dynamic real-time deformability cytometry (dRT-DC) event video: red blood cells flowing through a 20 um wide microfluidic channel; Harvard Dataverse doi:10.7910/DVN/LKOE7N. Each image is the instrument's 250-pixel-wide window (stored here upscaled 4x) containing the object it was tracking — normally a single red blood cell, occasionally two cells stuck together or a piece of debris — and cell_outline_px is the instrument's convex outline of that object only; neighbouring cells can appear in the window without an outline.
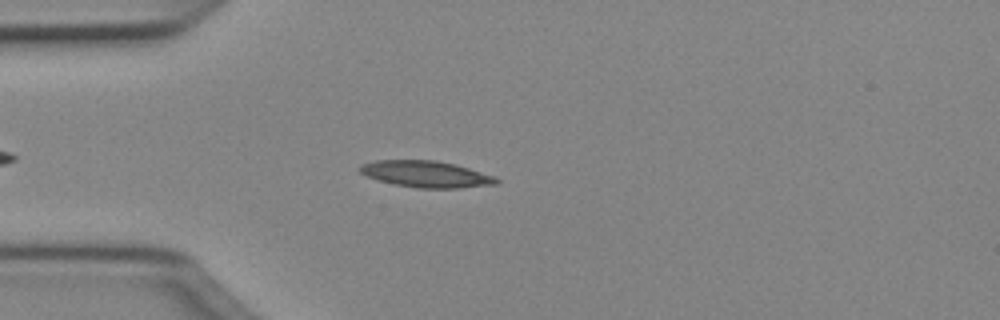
{"species": "Egyptian fruit bat (a non-hibernating species)", "species_latin": "Rousettus aegyptiacus", "temperature_condition": "cold", "stored_images_in_passage": 44, "camera_frame_rate_fps": 3000, "um_per_image_px": 0.085, "animal": {"sex": "female"}, "frame": {"image": 1, "passage_image": 8, "time_ms": 2.333, "image_size_px": [1000, 320], "cell_outline_px": [[500, 184], [456, 188], [420, 188], [396, 184], [380, 180], [368, 176], [360, 172], [360, 164], [376, 160], [436, 160], [456, 164], [496, 176], [500, 180]], "centroid_in_image_um": [36.29, 14.79], "position_along_channel_um": 48.7, "area_um2": 21.04}}
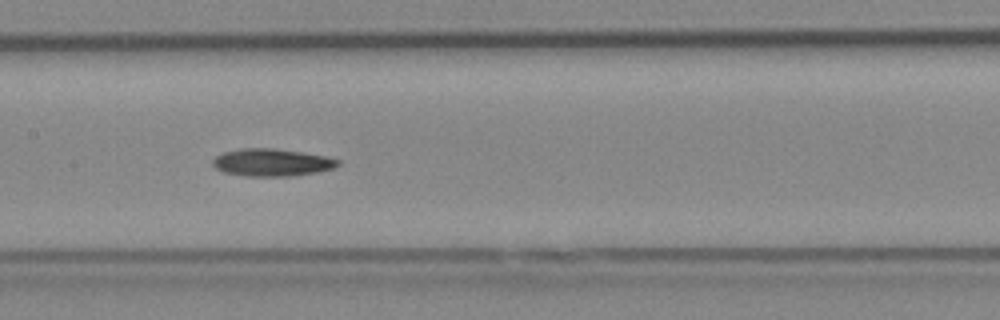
{"frame": {"image": 2, "passage_image": 19, "time_ms": 6.0, "image_size_px": [1000, 320], "cell_outline_px": [[340, 164], [332, 168], [316, 172], [292, 176], [248, 176], [224, 172], [216, 168], [212, 164], [212, 160], [216, 156], [224, 152], [240, 148], [272, 148], [304, 152], [328, 156], [340, 160]], "centroid_in_image_um": [23.12, 13.8], "position_along_channel_um": 184.3, "area_um2": 20.06}}
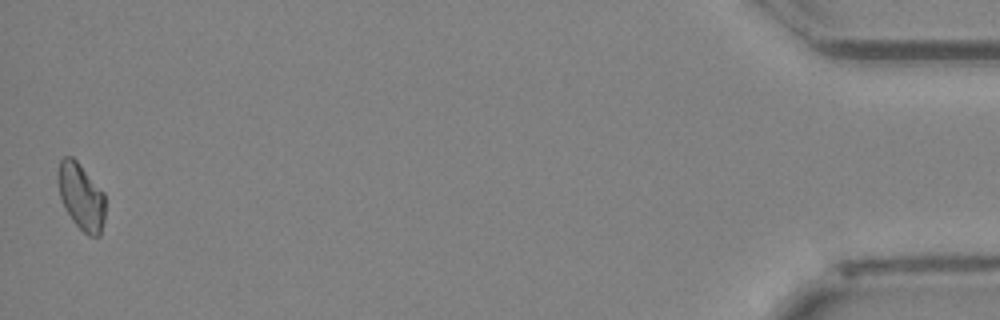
{"frame": {"image": 3, "passage_image": 44, "time_ms": 14.333, "image_size_px": [1000, 320], "cell_outline_px": [[104, 220], [100, 236], [88, 236], [72, 220], [64, 208], [60, 196], [56, 180], [56, 172], [60, 160], [64, 156], [72, 156], [76, 160], [104, 192]], "centroid_in_image_um": [6.86, 16.69], "position_along_channel_um": 428.3, "area_um2": 18.5}, "authors_computed_cell_mechanics": {"area_um2": 19.1896, "velocity_mm_per_s": 4.0346, "shape_relaxation_time_tau1_ms": 5.2574, "shape_relaxation_time_tau2_ms": null, "deformation_change_tau1": 0.1235, "deformation_change_tau2": null}}